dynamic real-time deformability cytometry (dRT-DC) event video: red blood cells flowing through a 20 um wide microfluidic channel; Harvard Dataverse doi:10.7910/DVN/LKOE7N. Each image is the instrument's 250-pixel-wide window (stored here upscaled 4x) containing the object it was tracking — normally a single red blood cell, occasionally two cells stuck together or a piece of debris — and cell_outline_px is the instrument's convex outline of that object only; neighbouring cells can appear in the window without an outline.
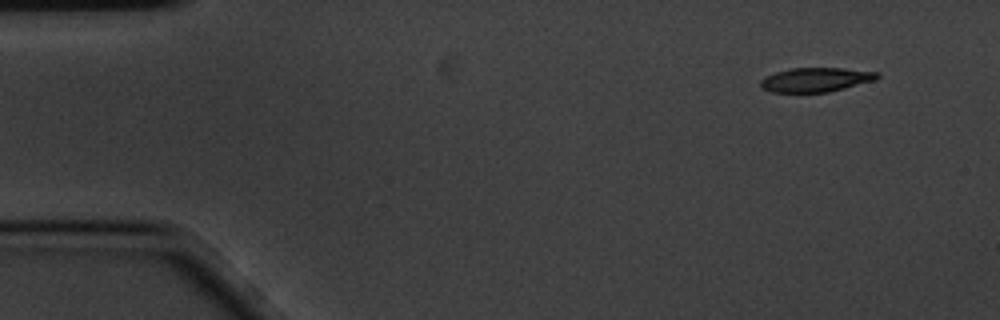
{"species": "common noctule bat (a hibernating species)", "species_latin": "Nyctalus noctula", "temperature_condition": "cold", "stored_images_in_passage": 7, "segment_of_instrument_passage": [2, 2], "camera_frame_rate_fps": 3000, "um_per_image_px": 0.085, "animal": {"sex": "male", "body_mass_g": 20.1, "forearm_length_mm": 53.5}, "frame": {"image": 1, "passage_image": 7, "time_ms": 2.0, "image_size_px": [1000, 320], "cell_outline_px": [[880, 76], [876, 80], [828, 92], [772, 92], [760, 88], [760, 80], [776, 72], [792, 68], [844, 68], [880, 72]], "centroid_in_image_um": [69.37, 6.77], "position_along_channel_um": 15.6, "area_um2": 16.47}}